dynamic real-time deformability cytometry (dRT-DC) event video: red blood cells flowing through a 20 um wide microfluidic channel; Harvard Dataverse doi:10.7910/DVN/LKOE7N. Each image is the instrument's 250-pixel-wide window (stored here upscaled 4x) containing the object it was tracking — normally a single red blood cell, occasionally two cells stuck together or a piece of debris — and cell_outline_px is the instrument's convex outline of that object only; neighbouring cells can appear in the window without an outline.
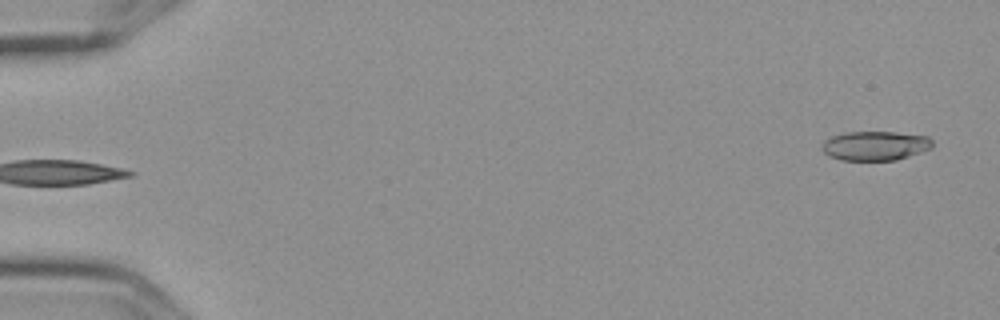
{"species": "Egyptian fruit bat (a non-hibernating species)", "species_latin": "Rousettus aegyptiacus", "temperature_condition": "cold", "stored_images_in_passage": 5, "segment_of_instrument_passage": [2, 2], "camera_frame_rate_fps": 3000, "um_per_image_px": 0.085, "frame": {"image": 1, "passage_image": 5, "time_ms": 1.333, "image_size_px": [1000, 320], "cell_outline_px": [[932, 148], [896, 160], [840, 160], [828, 156], [820, 148], [820, 144], [824, 140], [832, 136], [844, 132], [896, 132], [928, 136], [932, 140]], "centroid_in_image_um": [74.34, 12.38], "position_along_channel_um": 10.7, "area_um2": 19.02}}